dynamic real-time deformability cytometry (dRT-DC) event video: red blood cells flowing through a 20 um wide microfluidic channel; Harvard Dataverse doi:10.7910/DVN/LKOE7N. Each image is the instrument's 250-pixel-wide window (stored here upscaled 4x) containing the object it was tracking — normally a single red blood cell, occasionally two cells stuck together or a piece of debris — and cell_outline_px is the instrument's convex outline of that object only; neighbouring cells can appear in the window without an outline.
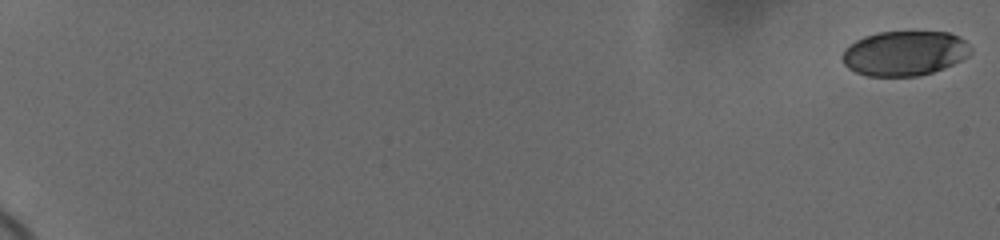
{"species": "human", "species_latin": "Homo sapiens", "temperature_condition": "cold", "stored_images_in_passage": 60, "camera_frame_rate_fps": 3000, "um_per_image_px": 0.085, "donor": {"sex": "female"}, "frame": {"image": 1, "passage_image": 1, "time_ms": 0.0, "image_size_px": [1000, 240], "cell_outline_px": [[972, 52], [968, 56], [944, 68], [920, 76], [868, 76], [856, 72], [848, 68], [844, 64], [840, 56], [844, 48], [856, 40], [864, 36], [880, 32], [948, 32], [960, 36], [972, 48]], "centroid_in_image_um": [76.87, 4.53], "position_along_channel_um": 8.1, "area_um2": 33.7}}
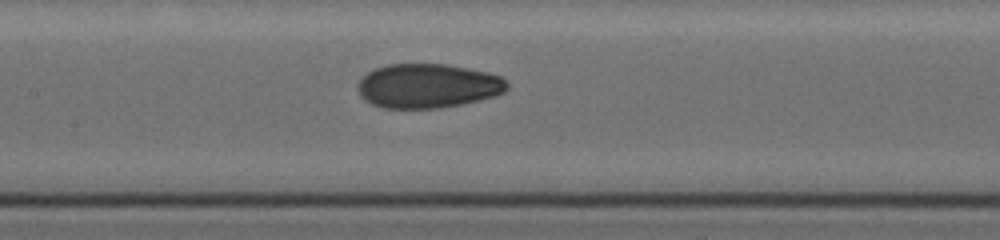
{"frame": {"image": 2, "passage_image": 33, "time_ms": 10.667, "image_size_px": [1000, 240], "cell_outline_px": [[508, 88], [504, 92], [492, 96], [460, 104], [440, 108], [384, 108], [372, 104], [364, 100], [360, 96], [356, 88], [356, 84], [368, 72], [376, 68], [388, 64], [448, 64], [488, 72], [500, 76], [508, 84]], "centroid_in_image_um": [36.32, 7.29], "position_along_channel_um": 171.1, "area_um2": 38.49}}
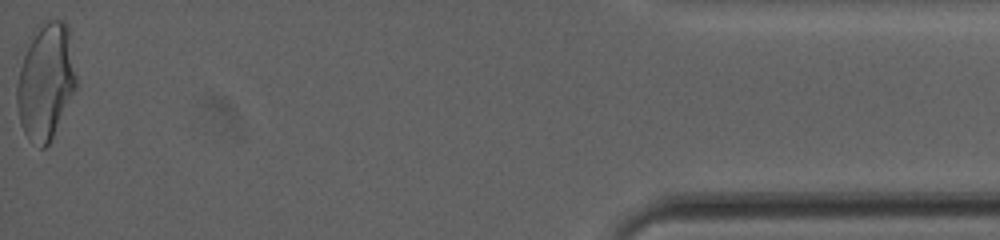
{"frame": {"image": 3, "passage_image": 60, "time_ms": 19.667, "image_size_px": [1000, 240], "cell_outline_px": [[76, 88], [48, 144], [44, 148], [40, 148], [28, 140], [20, 124], [16, 104], [16, 88], [20, 68], [28, 36], [36, 24], [44, 20], [64, 20], [68, 24], [76, 76]], "centroid_in_image_um": [3.85, 6.85], "position_along_channel_um": 431.3, "area_um2": 40.69}, "authors_computed_cell_mechanics": {"area_um2": 37.1943, "velocity_mm_per_s": 3.6755, "shape_relaxation_time_tau1_ms": null, "shape_relaxation_time_tau2_ms": 1.5809, "deformation_change_tau1": null, "deformation_change_tau2": 0.0599}}